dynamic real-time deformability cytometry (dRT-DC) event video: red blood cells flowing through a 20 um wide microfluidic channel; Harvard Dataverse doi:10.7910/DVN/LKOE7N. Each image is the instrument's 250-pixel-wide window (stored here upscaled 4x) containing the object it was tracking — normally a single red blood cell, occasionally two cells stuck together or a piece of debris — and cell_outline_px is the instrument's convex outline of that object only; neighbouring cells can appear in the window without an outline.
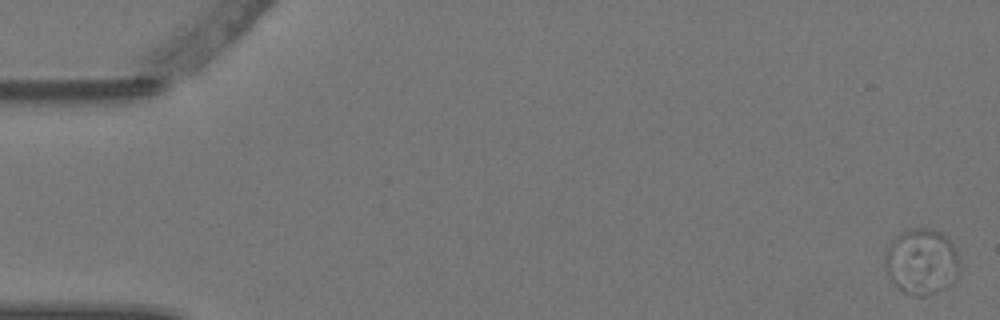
{"species": "Egyptian fruit bat (a non-hibernating species)", "species_latin": "Rousettus aegyptiacus", "temperature_condition": "warm", "stored_images_in_passage": 11, "camera_frame_rate_fps": 3000, "um_per_image_px": 0.085, "animal": {"sex": "female"}, "frame": {"image": 1, "passage_image": 1, "time_ms": 0.0, "image_size_px": [1000, 320], "cell_outline_px": [[960, 264], [956, 280], [948, 288], [924, 296], [916, 296], [904, 292], [896, 288], [888, 276], [884, 260], [884, 252], [888, 244], [900, 232], [912, 228], [928, 228], [944, 232], [956, 248], [960, 260]], "centroid_in_image_um": [78.35, 22.23], "position_along_channel_um": 6.6, "area_um2": 29.48}}
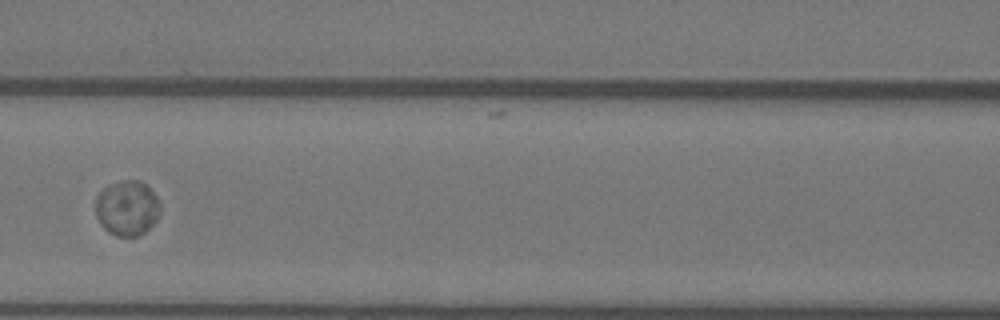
{"frame": {"image": 2, "passage_image": 7, "time_ms": 2.0, "image_size_px": [1000, 320], "cell_outline_px": [[160, 212], [156, 220], [140, 236], [116, 236], [108, 232], [100, 224], [96, 216], [96, 196], [104, 188], [112, 184], [124, 180], [140, 180], [156, 196], [160, 204]], "centroid_in_image_um": [10.8, 17.7], "position_along_channel_um": 155.8, "area_um2": 20.63}}
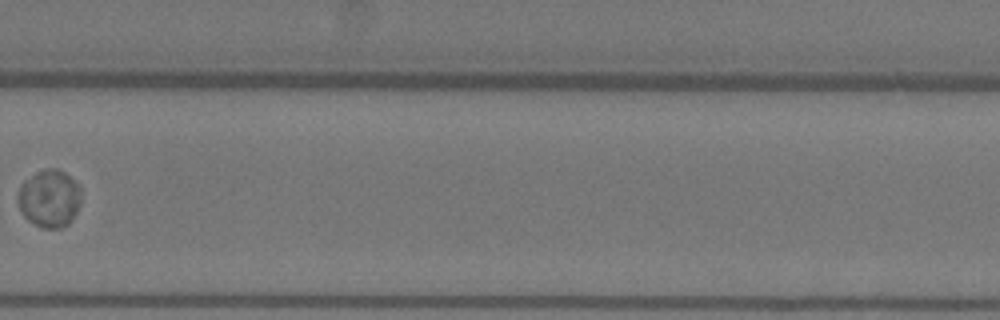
{"frame": {"image": 3, "passage_image": 11, "time_ms": 3.333, "image_size_px": [1000, 320], "cell_outline_px": [[80, 204], [72, 220], [68, 224], [60, 228], [40, 228], [32, 224], [24, 216], [16, 200], [16, 196], [20, 184], [24, 180], [48, 168], [56, 168], [64, 172], [80, 188]], "centroid_in_image_um": [4.16, 16.9], "position_along_channel_um": 325.6, "area_um2": 21.21}}